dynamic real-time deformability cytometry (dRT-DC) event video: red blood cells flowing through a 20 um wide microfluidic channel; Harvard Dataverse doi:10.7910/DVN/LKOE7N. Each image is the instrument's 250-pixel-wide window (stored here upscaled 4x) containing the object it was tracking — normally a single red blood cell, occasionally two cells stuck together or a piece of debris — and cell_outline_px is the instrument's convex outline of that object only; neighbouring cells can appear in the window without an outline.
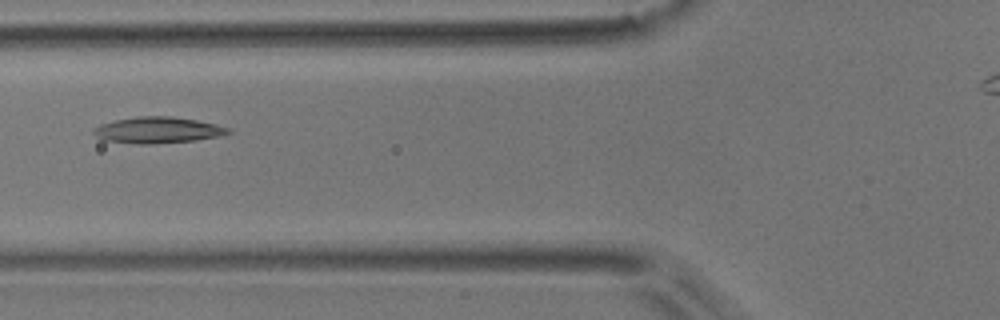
{"species": "common noctule bat (a hibernating species)", "species_latin": "Nyctalus noctula", "temperature_condition": "room temperature", "stored_images_in_passage": 3, "camera_frame_rate_fps": 3000, "um_per_image_px": 0.085, "animal": {"sex": "male", "body_mass_g": 17.9}, "frame": {"image": 1, "passage_image": 3, "time_ms": 0.667, "image_size_px": [1000, 320], "cell_outline_px": [[232, 132], [216, 136], [196, 140], [152, 144], [140, 144], [104, 140], [96, 136], [92, 132], [92, 128], [100, 124], [116, 120], [136, 116], [172, 116], [196, 120], [216, 124], [232, 128]], "centroid_in_image_um": [13.39, 11.05], "position_along_channel_um": 112.4, "area_um2": 20.58}}